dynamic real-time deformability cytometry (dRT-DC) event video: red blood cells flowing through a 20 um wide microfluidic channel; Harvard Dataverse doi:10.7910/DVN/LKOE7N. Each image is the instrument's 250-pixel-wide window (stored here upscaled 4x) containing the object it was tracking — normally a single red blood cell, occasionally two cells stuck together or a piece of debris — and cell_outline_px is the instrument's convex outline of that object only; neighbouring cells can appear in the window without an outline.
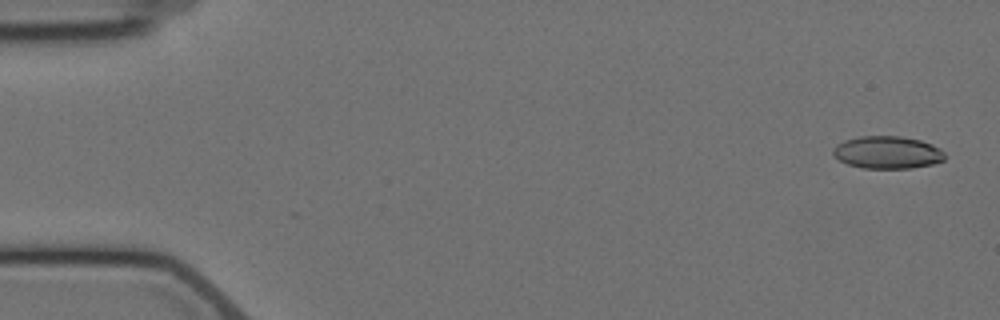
{"species": "Egyptian fruit bat (a non-hibernating species)", "species_latin": "Rousettus aegyptiacus", "temperature_condition": "cold", "stored_images_in_passage": 5, "camera_frame_rate_fps": 3000, "um_per_image_px": 0.085, "animal": {"sex": "female"}, "frame": {"image": 1, "passage_image": 1, "time_ms": 0.0, "image_size_px": [1000, 320], "cell_outline_px": [[944, 160], [932, 164], [912, 168], [864, 168], [848, 164], [832, 156], [832, 148], [836, 144], [844, 140], [860, 136], [900, 136], [920, 140], [932, 144], [940, 148], [944, 152]], "centroid_in_image_um": [75.4, 12.95], "position_along_channel_um": 9.6, "area_um2": 21.27}}
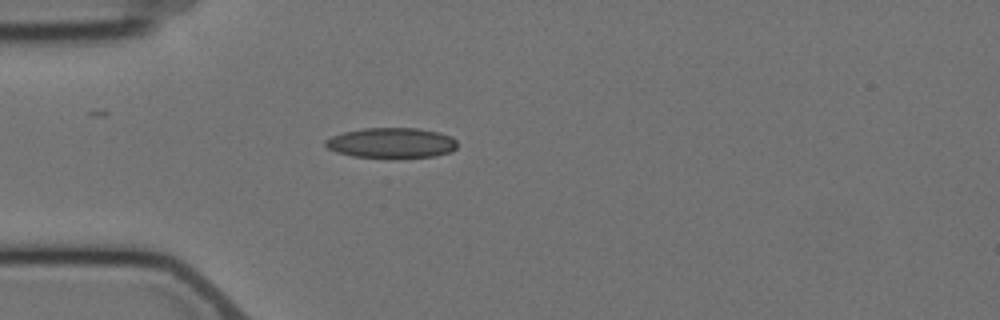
{"frame": {"image": 2, "passage_image": 5, "time_ms": 4.667, "image_size_px": [1000, 320], "cell_outline_px": [[456, 148], [452, 152], [432, 156], [352, 156], [336, 152], [328, 148], [324, 144], [324, 140], [332, 136], [344, 132], [364, 128], [416, 128], [440, 132], [452, 136], [456, 140]], "centroid_in_image_um": [33.28, 12.12], "position_along_channel_um": 51.7, "area_um2": 22.83}}